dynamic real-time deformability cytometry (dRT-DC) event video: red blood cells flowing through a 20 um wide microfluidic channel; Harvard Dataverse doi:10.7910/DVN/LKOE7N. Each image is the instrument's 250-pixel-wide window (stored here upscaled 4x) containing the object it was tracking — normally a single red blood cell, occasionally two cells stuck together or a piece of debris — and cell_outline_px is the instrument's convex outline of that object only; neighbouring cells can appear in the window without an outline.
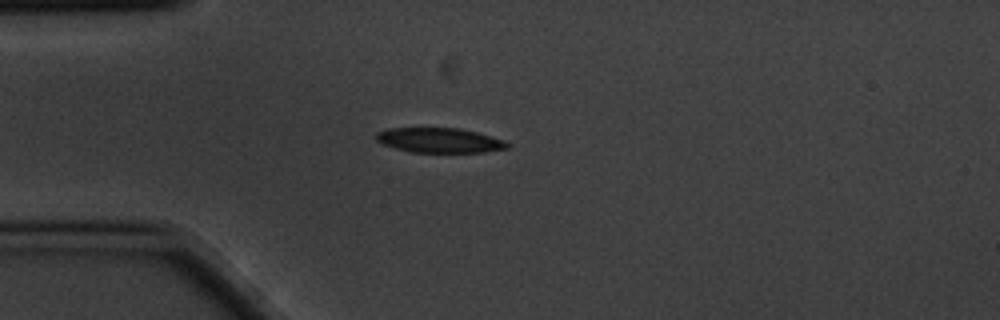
{"species": "common noctule bat (a hibernating species)", "species_latin": "Nyctalus noctula", "temperature_condition": "cold", "stored_images_in_passage": 4, "camera_frame_rate_fps": 3000, "um_per_image_px": 0.085, "animal": {"sex": "male", "body_mass_g": 20.1, "forearm_length_mm": 53.5}, "frame": {"image": 1, "passage_image": 4, "time_ms": 1.0, "image_size_px": [1000, 320], "cell_outline_px": [[512, 144], [508, 148], [484, 152], [412, 152], [396, 148], [384, 144], [376, 140], [376, 132], [388, 128], [460, 128], [476, 132], [504, 140]], "centroid_in_image_um": [37.38, 11.92], "position_along_channel_um": 47.6, "area_um2": 18.9}}